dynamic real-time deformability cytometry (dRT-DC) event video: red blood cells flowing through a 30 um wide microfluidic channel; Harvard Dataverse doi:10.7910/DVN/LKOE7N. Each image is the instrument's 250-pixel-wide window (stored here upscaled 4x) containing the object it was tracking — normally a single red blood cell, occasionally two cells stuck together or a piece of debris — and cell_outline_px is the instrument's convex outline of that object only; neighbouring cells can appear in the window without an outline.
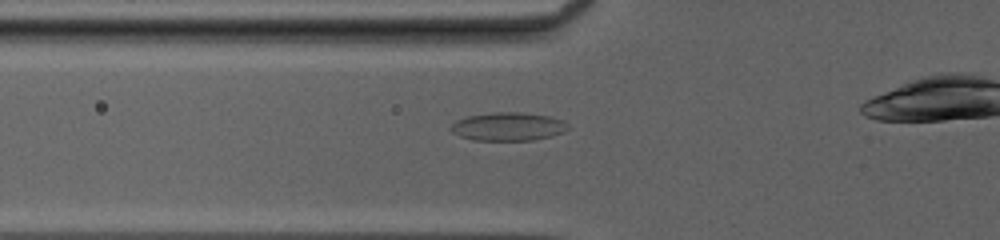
{"species": "common noctule bat (a hibernating species)", "species_latin": "Nyctalus noctula", "temperature_condition": "cold", "stored_images_in_passage": 38, "camera_frame_rate_fps": 3000, "um_per_image_px": 0.085, "animal": {"sex": "female", "body_mass_g": 20.0, "forearm_length_mm": 54.0}, "frame": {"image": 1, "passage_image": 12, "time_ms": 3.667, "image_size_px": [1000, 240], "cell_outline_px": [[572, 128], [564, 132], [552, 136], [532, 140], [472, 140], [460, 136], [452, 132], [448, 128], [456, 120], [468, 116], [496, 112], [520, 112], [548, 116], [564, 120]], "centroid_in_image_um": [43.22, 10.76], "position_along_channel_um": 82.6, "area_um2": 19.48}}
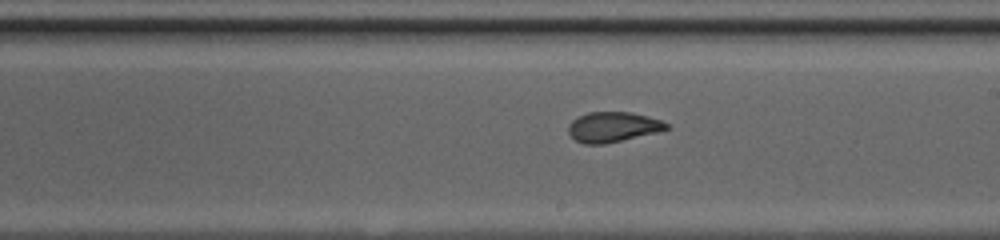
{"frame": {"image": 2, "passage_image": 23, "time_ms": 7.333, "image_size_px": [1000, 240], "cell_outline_px": [[672, 128], [656, 132], [604, 144], [584, 144], [576, 140], [568, 132], [568, 124], [576, 116], [588, 112], [632, 112], [648, 116], [660, 120], [668, 124]], "centroid_in_image_um": [52.08, 10.78], "position_along_channel_um": 236.9, "area_um2": 17.22}}
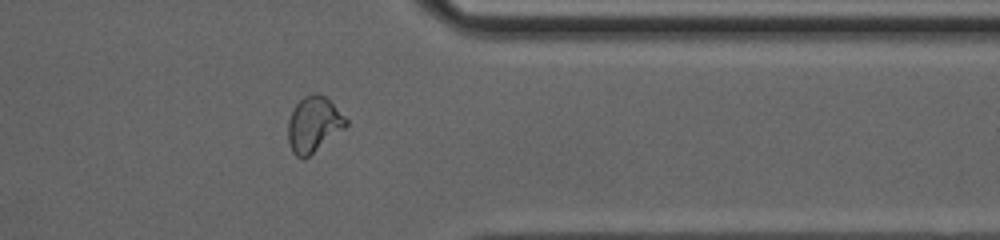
{"frame": {"image": 3, "passage_image": 34, "time_ms": 11.0, "image_size_px": [1000, 240], "cell_outline_px": [[348, 124], [344, 128], [304, 160], [300, 160], [292, 152], [288, 140], [288, 120], [292, 108], [304, 96], [316, 92], [324, 96], [348, 120]], "centroid_in_image_um": [26.62, 10.59], "position_along_channel_um": 384.8, "area_um2": 18.67}}